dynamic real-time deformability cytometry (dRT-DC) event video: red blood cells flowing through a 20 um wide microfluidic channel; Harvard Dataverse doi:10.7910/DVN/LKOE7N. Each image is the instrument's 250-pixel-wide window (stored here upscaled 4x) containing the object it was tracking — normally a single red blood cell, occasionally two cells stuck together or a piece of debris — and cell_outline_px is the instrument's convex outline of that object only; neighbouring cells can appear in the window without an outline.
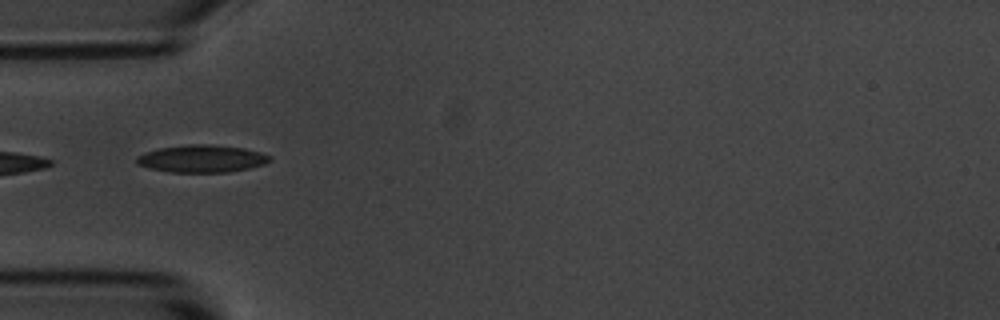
{"species": "common noctule bat (a hibernating species)", "species_latin": "Nyctalus noctula", "temperature_condition": "room temperature", "stored_images_in_passage": 7, "camera_frame_rate_fps": 3000, "um_per_image_px": 0.085, "animal": {"sex": "male", "body_mass_g": 20.1, "forearm_length_mm": 53.5}, "frame": {"image": 1, "passage_image": 5, "time_ms": 5.333, "image_size_px": [1000, 320], "cell_outline_px": [[272, 160], [264, 164], [248, 168], [228, 172], [172, 172], [152, 168], [136, 164], [136, 156], [144, 152], [160, 148], [188, 144], [212, 144], [244, 148], [260, 152], [272, 156]], "centroid_in_image_um": [17.17, 13.48], "position_along_channel_um": 67.8, "area_um2": 21.27}}
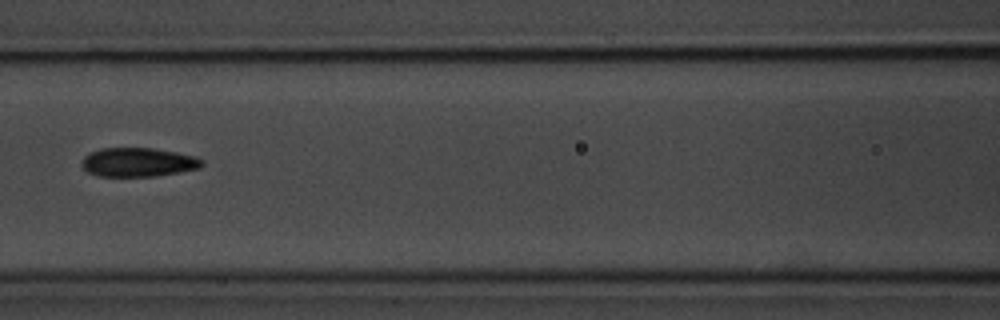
{"frame": {"image": 2, "passage_image": 7, "time_ms": 7.667, "image_size_px": [1000, 320], "cell_outline_px": [[204, 164], [200, 168], [180, 172], [156, 176], [96, 176], [88, 172], [80, 164], [84, 156], [100, 148], [152, 148], [176, 152], [196, 156], [204, 160]], "centroid_in_image_um": [11.76, 13.79], "position_along_channel_um": 154.8, "area_um2": 20.4}}